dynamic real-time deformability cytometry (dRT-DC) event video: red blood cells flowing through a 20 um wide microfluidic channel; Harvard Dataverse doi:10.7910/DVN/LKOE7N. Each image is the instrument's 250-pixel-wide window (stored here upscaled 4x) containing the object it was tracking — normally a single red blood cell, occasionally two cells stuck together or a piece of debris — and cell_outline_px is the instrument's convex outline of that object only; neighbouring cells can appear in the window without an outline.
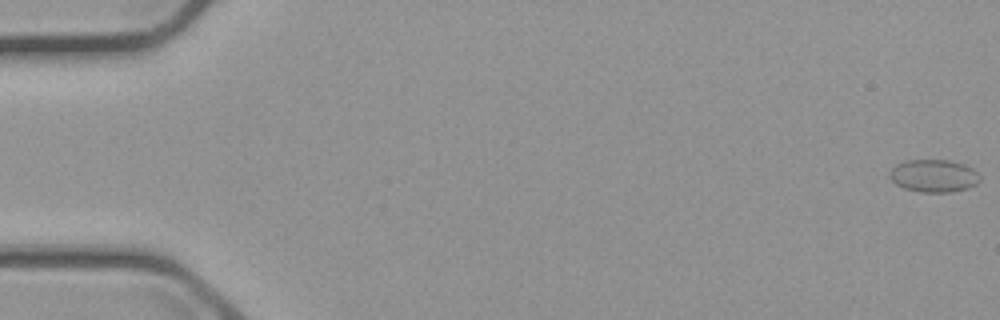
{"species": "common noctule bat (a hibernating species)", "species_latin": "Nyctalus noctula", "temperature_condition": "cold", "stored_images_in_passage": 6, "camera_frame_rate_fps": 3000, "um_per_image_px": 0.085, "animal": {"sex": "male", "body_mass_g": 23.1, "forearm_length_mm": 52.7}, "frame": {"image": 1, "passage_image": 1, "time_ms": 0.0, "image_size_px": [1000, 320], "cell_outline_px": [[980, 180], [976, 184], [968, 188], [948, 192], [920, 192], [904, 188], [896, 184], [888, 176], [888, 172], [896, 164], [908, 160], [952, 160], [964, 164], [972, 168], [980, 176]], "centroid_in_image_um": [79.35, 14.94], "position_along_channel_um": 5.6, "area_um2": 17.22}}
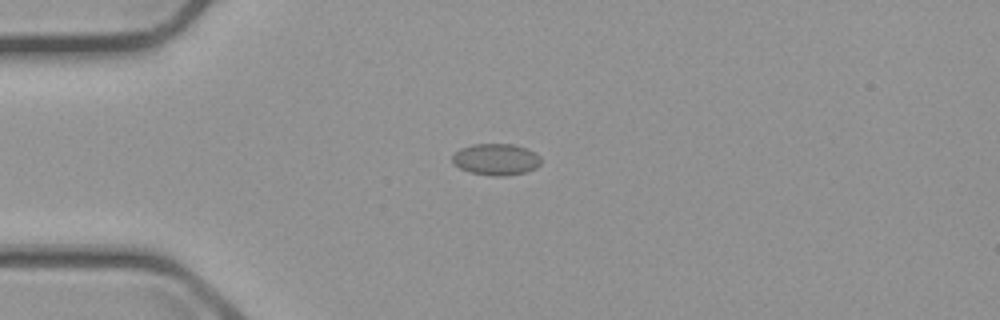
{"frame": {"image": 2, "passage_image": 4, "time_ms": 4.667, "image_size_px": [1000, 320], "cell_outline_px": [[540, 164], [536, 168], [524, 172], [500, 176], [496, 176], [468, 172], [460, 168], [452, 160], [452, 156], [460, 148], [472, 144], [512, 144], [524, 148], [540, 156]], "centroid_in_image_um": [42.14, 13.54], "position_along_channel_um": 42.9, "area_um2": 16.01}}
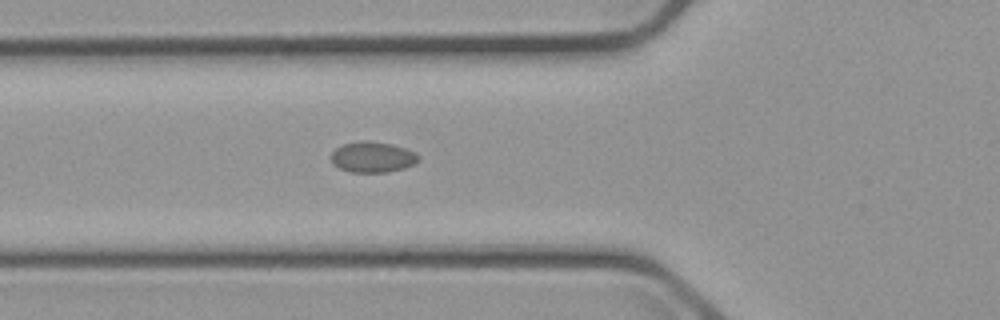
{"frame": {"image": 3, "passage_image": 6, "time_ms": 6.667, "image_size_px": [1000, 320], "cell_outline_px": [[420, 156], [412, 164], [404, 168], [388, 172], [348, 172], [332, 164], [328, 156], [336, 148], [344, 144], [360, 140], [368, 140], [392, 144], [416, 152]], "centroid_in_image_um": [31.61, 13.34], "position_along_channel_um": 94.2, "area_um2": 15.78}}